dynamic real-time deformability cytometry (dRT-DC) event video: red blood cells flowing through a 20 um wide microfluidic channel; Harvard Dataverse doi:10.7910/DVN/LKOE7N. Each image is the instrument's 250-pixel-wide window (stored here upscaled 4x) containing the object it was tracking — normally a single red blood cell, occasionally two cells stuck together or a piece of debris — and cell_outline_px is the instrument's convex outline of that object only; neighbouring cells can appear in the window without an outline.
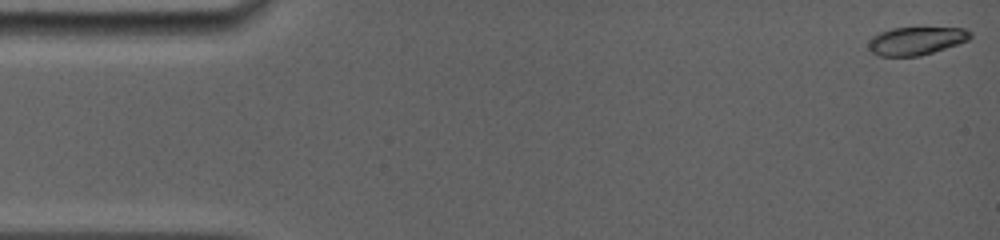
{"species": "common noctule bat (a hibernating species)", "species_latin": "Nyctalus noctula", "temperature_condition": "room temperature", "stored_images_in_passage": 42, "camera_frame_rate_fps": 5000, "um_per_image_px": 0.085, "animal": {"sex": "female", "body_mass_g": 19.0, "forearm_length_mm": 56.7}, "frame": {"image": 1, "passage_image": 1, "time_ms": 0.0, "image_size_px": [1000, 240], "cell_outline_px": [[972, 36], [968, 40], [920, 56], [880, 56], [872, 52], [868, 48], [868, 44], [872, 36], [880, 32], [892, 28], [964, 28], [972, 32]], "centroid_in_image_um": [77.85, 3.47], "position_along_channel_um": 7.1, "area_um2": 16.47}}
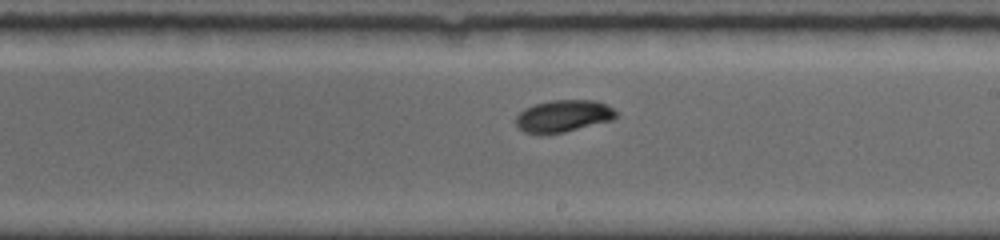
{"frame": {"image": 2, "passage_image": 24, "time_ms": 9.2, "image_size_px": [1000, 240], "cell_outline_px": [[616, 116], [612, 120], [564, 132], [544, 136], [540, 136], [524, 132], [516, 128], [516, 116], [524, 108], [532, 104], [552, 100], [596, 100], [612, 108], [616, 112]], "centroid_in_image_um": [47.8, 9.89], "position_along_channel_um": 241.2, "area_um2": 19.07}}
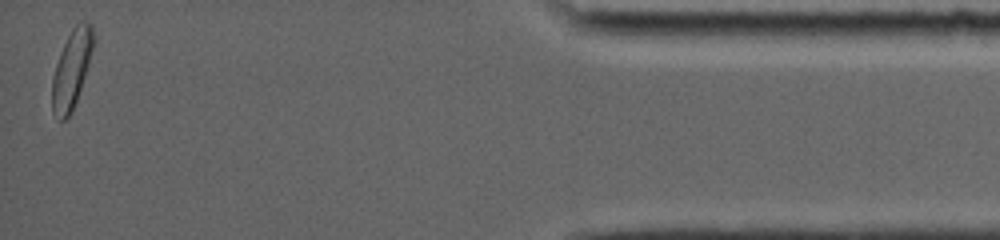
{"frame": {"image": 3, "passage_image": 42, "time_ms": 15.6, "image_size_px": [1000, 240], "cell_outline_px": [[92, 48], [88, 64], [72, 112], [64, 120], [60, 120], [52, 112], [52, 76], [60, 52], [72, 28], [80, 20], [84, 20], [92, 24]], "centroid_in_image_um": [6.05, 5.88], "position_along_channel_um": 429.1, "area_um2": 18.26}, "authors_computed_cell_mechanics": {"area_um2": 18.3515, "velocity_mm_per_s": 3.9304, "shape_relaxation_time_tau1_ms": 2.2567, "shape_relaxation_time_tau2_ms": null, "deformation_change_tau1": 0.1349, "deformation_change_tau2": null}}